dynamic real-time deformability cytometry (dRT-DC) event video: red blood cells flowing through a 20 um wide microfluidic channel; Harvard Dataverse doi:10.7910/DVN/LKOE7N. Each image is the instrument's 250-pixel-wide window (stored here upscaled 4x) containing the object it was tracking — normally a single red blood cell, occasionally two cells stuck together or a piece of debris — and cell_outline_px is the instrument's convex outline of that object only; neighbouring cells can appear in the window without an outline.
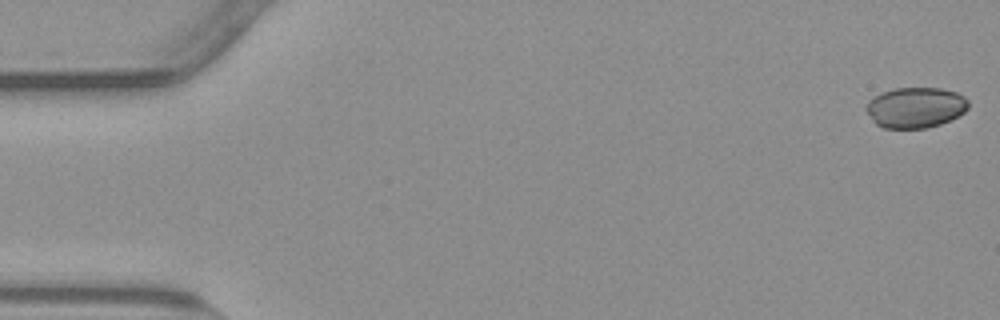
{"species": "common noctule bat (a hibernating species)", "species_latin": "Nyctalus noctula", "temperature_condition": "warm", "stored_images_in_passage": 11, "camera_frame_rate_fps": 3000, "um_per_image_px": 0.085, "animal": {"sex": "male", "body_mass_g": 23.1, "forearm_length_mm": 52.7}, "frame": {"image": 1, "passage_image": 1, "time_ms": 0.0, "image_size_px": [1000, 320], "cell_outline_px": [[968, 108], [964, 112], [940, 124], [928, 128], [884, 128], [876, 124], [872, 120], [864, 108], [868, 100], [884, 92], [896, 88], [940, 88], [956, 92], [964, 96], [968, 100]], "centroid_in_image_um": [77.8, 9.14], "position_along_channel_um": 7.2, "area_um2": 24.1}}